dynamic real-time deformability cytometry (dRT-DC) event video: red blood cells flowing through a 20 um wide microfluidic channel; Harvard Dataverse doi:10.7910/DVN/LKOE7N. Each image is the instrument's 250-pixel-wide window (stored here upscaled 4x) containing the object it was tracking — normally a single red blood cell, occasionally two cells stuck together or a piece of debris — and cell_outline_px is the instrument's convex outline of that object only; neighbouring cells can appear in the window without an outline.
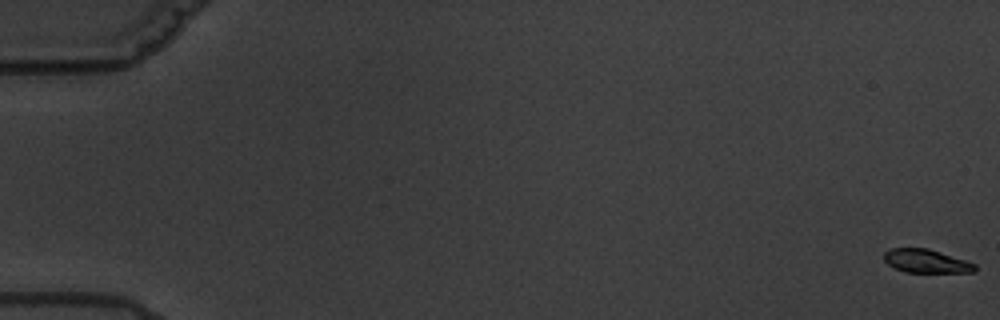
{"species": "common noctule bat (a hibernating species)", "species_latin": "Nyctalus noctula", "temperature_condition": "warm", "stored_images_in_passage": 7, "segment_of_instrument_passage": [1, 2], "camera_frame_rate_fps": 3000, "um_per_image_px": 0.085, "animal": {"sex": "male", "body_mass_g": 19.5, "forearm_length_mm": 54.6}, "frame": {"image": 1, "passage_image": 1, "time_ms": 0.0, "image_size_px": [1000, 320], "cell_outline_px": [[976, 272], [904, 272], [888, 264], [884, 260], [884, 252], [892, 248], [928, 248], [976, 264]], "centroid_in_image_um": [78.72, 22.19], "position_along_channel_um": 6.3, "area_um2": 12.31}}